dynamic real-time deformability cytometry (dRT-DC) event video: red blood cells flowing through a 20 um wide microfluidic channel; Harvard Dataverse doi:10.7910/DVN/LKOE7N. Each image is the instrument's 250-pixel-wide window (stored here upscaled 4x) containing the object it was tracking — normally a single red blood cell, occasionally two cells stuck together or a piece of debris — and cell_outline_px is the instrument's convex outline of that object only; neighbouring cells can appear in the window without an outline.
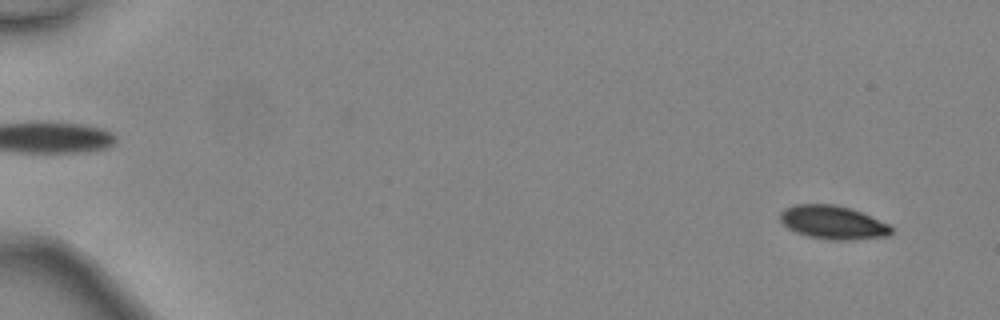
{"species": "common noctule bat (a hibernating species)", "species_latin": "Nyctalus noctula", "temperature_condition": "warm", "stored_images_in_passage": 47, "camera_frame_rate_fps": 3000, "um_per_image_px": 0.085, "animal": {"sex": "female", "body_mass_g": 24.6, "forearm_length_mm": 56.2}, "frame": {"image": 1, "passage_image": 3, "time_ms": 0.667, "image_size_px": [1000, 320], "cell_outline_px": [[892, 232], [888, 236], [848, 240], [832, 240], [808, 236], [796, 232], [788, 228], [780, 220], [780, 212], [784, 208], [796, 204], [836, 204], [852, 208], [888, 224], [892, 228]], "centroid_in_image_um": [70.78, 18.89], "position_along_channel_um": 14.2, "area_um2": 21.68}}
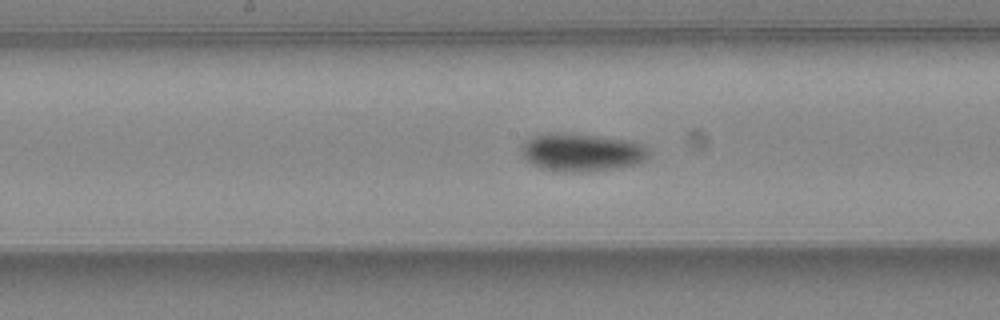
{"frame": {"image": 2, "passage_image": 26, "time_ms": 8.333, "image_size_px": [1000, 320], "cell_outline_px": [[648, 156], [644, 160], [636, 164], [616, 168], [588, 172], [564, 172], [540, 168], [524, 160], [520, 152], [520, 144], [524, 140], [532, 136], [548, 132], [564, 132], [632, 140], [648, 148]], "centroid_in_image_um": [49.36, 12.94], "position_along_channel_um": 198.8, "area_um2": 28.78}}
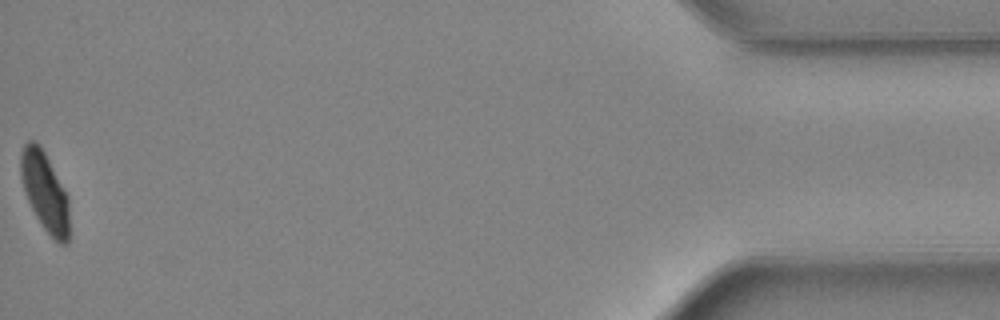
{"frame": {"image": 3, "passage_image": 47, "time_ms": 15.333, "image_size_px": [1000, 320], "cell_outline_px": [[68, 244], [60, 244], [44, 228], [36, 216], [24, 192], [20, 176], [20, 156], [24, 144], [28, 140], [32, 140], [40, 144], [68, 196]], "centroid_in_image_um": [3.79, 16.25], "position_along_channel_um": 431.4, "area_um2": 22.14}, "authors_computed_cell_mechanics": {"area_um2": 23.8714, "velocity_mm_per_s": 4.5374, "shape_relaxation_time_tau1_ms": 3.0263, "shape_relaxation_time_tau2_ms": null, "deformation_change_tau1": 0.1022, "deformation_change_tau2": null}}